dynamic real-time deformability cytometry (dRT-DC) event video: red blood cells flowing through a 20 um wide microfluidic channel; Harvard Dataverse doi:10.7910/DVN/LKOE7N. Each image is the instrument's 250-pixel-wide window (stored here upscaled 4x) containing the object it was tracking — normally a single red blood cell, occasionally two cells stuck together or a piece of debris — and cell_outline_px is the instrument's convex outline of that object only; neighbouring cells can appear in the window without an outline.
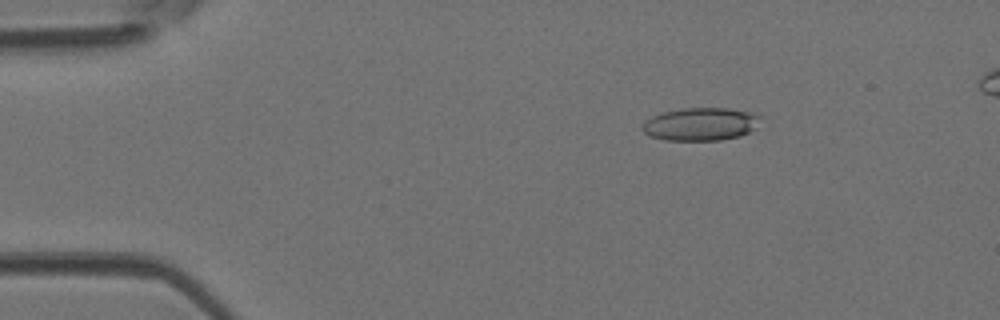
{"species": "Egyptian fruit bat (a non-hibernating species)", "species_latin": "Rousettus aegyptiacus", "temperature_condition": "room temperature", "stored_images_in_passage": 45, "camera_frame_rate_fps": 3000, "um_per_image_px": 0.085, "animal": {"sex": "female"}, "frame": {"image": 1, "passage_image": 6, "time_ms": 1.667, "image_size_px": [1000, 320], "cell_outline_px": [[760, 116], [756, 128], [740, 136], [720, 140], [664, 140], [652, 136], [644, 132], [640, 128], [644, 120], [652, 116], [664, 112], [684, 108], [728, 108], [756, 112]], "centroid_in_image_um": [59.56, 10.54], "position_along_channel_um": 25.4, "area_um2": 22.77}}
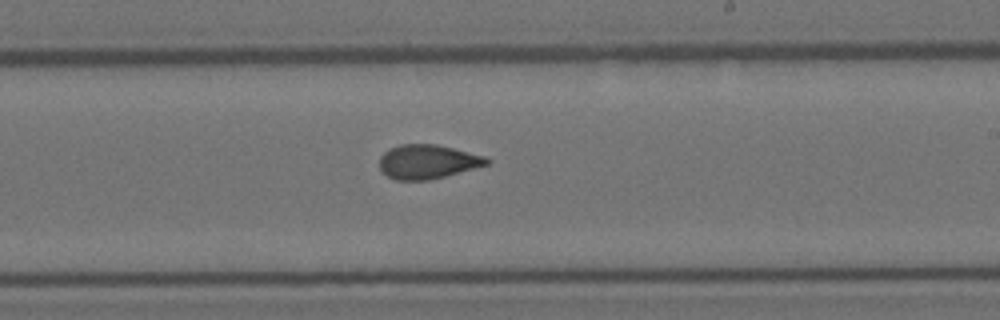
{"frame": {"image": 2, "passage_image": 26, "time_ms": 8.333, "image_size_px": [1000, 320], "cell_outline_px": [[492, 160], [488, 164], [444, 176], [428, 180], [396, 180], [388, 176], [380, 168], [380, 156], [384, 152], [400, 144], [436, 144], [484, 156]], "centroid_in_image_um": [36.33, 13.74], "position_along_channel_um": 252.7, "area_um2": 20.98}}
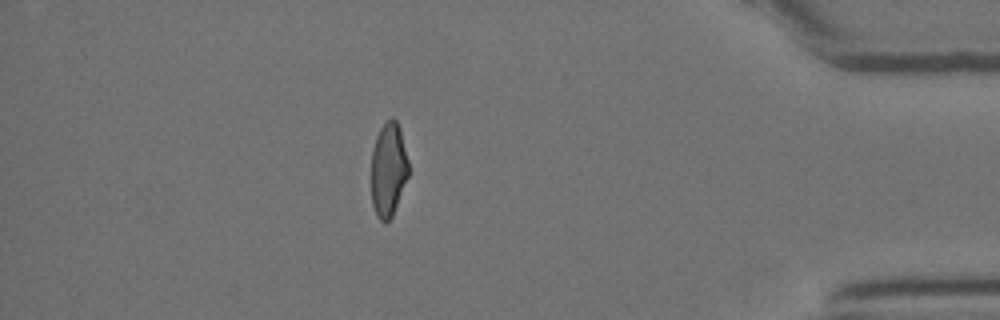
{"frame": {"image": 3, "passage_image": 39, "time_ms": 12.667, "image_size_px": [1000, 320], "cell_outline_px": [[408, 176], [392, 216], [384, 224], [376, 216], [372, 204], [372, 148], [376, 136], [380, 128], [392, 116], [396, 120], [400, 128], [408, 160]], "centroid_in_image_um": [33.01, 14.41], "position_along_channel_um": 402.2, "area_um2": 20.35}}